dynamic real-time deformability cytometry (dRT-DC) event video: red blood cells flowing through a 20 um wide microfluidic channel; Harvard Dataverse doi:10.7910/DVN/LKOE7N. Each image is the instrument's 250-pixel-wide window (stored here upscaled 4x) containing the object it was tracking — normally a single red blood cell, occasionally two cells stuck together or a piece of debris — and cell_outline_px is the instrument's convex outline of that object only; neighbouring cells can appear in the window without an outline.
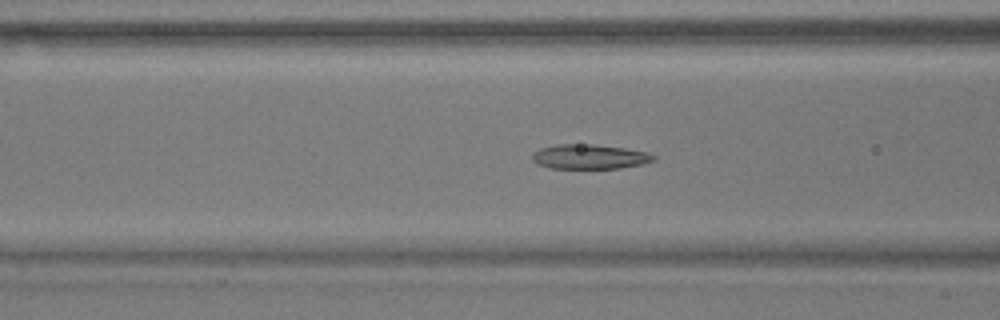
{"species": "common noctule bat (a hibernating species)", "species_latin": "Nyctalus noctula", "temperature_condition": "warm", "stored_images_in_passage": 49, "camera_frame_rate_fps": 3000, "um_per_image_px": 0.085, "animal": {"sex": "male", "body_mass_g": 17.9}, "frame": {"image": 1, "passage_image": 15, "time_ms": 4.667, "image_size_px": [1000, 320], "cell_outline_px": [[656, 160], [640, 164], [620, 168], [548, 168], [536, 164], [532, 160], [532, 156], [540, 148], [556, 144], [592, 144], [624, 148], [648, 152], [656, 156]], "centroid_in_image_um": [50.1, 13.32], "position_along_channel_um": 116.5, "area_um2": 17.4}}
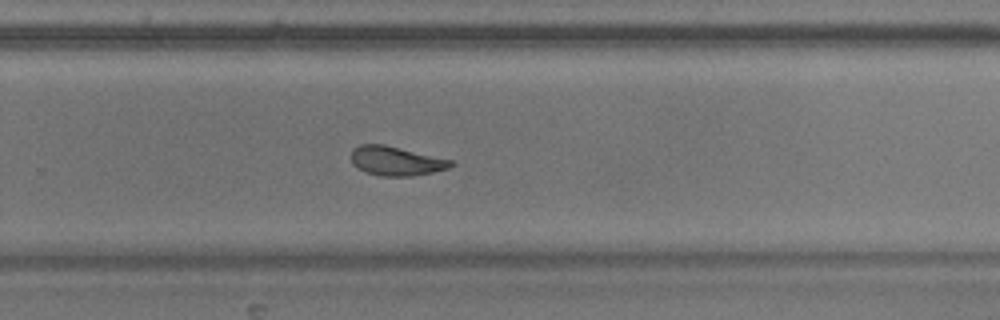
{"frame": {"image": 2, "passage_image": 30, "time_ms": 9.667, "image_size_px": [1000, 320], "cell_outline_px": [[456, 164], [448, 168], [432, 172], [412, 176], [380, 176], [364, 172], [356, 168], [352, 164], [352, 148], [360, 144], [384, 144], [452, 160]], "centroid_in_image_um": [33.63, 13.68], "position_along_channel_um": 296.2, "area_um2": 17.05}}
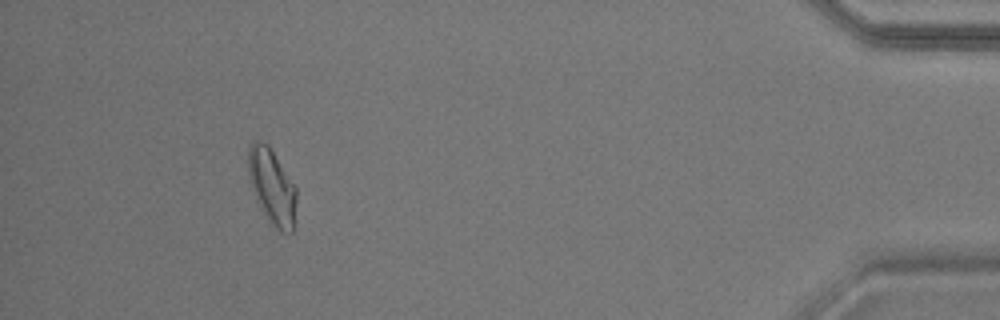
{"frame": {"image": 3, "passage_image": 45, "time_ms": 14.667, "image_size_px": [1000, 320], "cell_outline_px": [[296, 200], [292, 232], [288, 232], [276, 228], [268, 220], [256, 196], [248, 172], [248, 148], [252, 140], [260, 140], [268, 144], [296, 188]], "centroid_in_image_um": [23.11, 15.79], "position_along_channel_um": 412.1, "area_um2": 20.46}, "authors_computed_cell_mechanics": {"area_um2": 18.5538, "velocity_mm_per_s": 3.6, "shape_relaxation_time_tau1_ms": 4.6145, "shape_relaxation_time_tau2_ms": 1.6875, "deformation_change_tau1": 0.1449, "deformation_change_tau2": 0.0882}}